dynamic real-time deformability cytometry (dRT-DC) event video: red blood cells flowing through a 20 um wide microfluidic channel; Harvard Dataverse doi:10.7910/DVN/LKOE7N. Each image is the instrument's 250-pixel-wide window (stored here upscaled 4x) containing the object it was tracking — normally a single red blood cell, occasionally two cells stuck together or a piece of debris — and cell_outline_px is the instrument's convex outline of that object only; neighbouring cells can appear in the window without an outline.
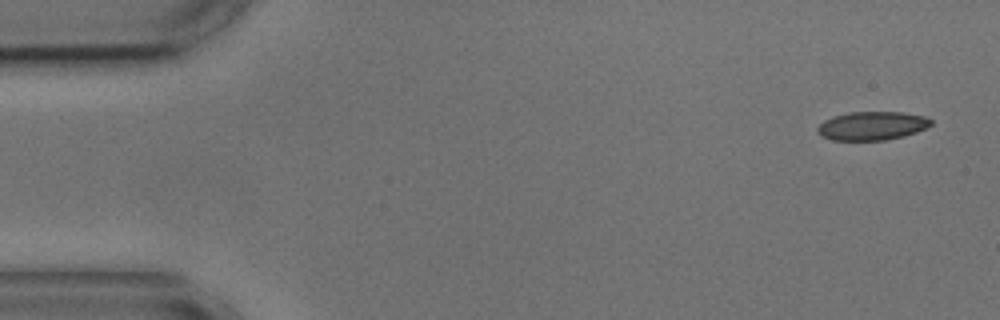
{"species": "common noctule bat (a hibernating species)", "species_latin": "Nyctalus noctula", "temperature_condition": "cold", "stored_images_in_passage": 8, "camera_frame_rate_fps": 3000, "um_per_image_px": 0.085, "animal": {"sex": "male", "body_mass_g": 17.9, "forearm_length_mm": 54.2}, "frame": {"image": 1, "passage_image": 1, "time_ms": 0.0, "image_size_px": [1000, 320], "cell_outline_px": [[932, 124], [916, 132], [904, 136], [884, 140], [832, 140], [820, 136], [816, 132], [816, 128], [824, 120], [832, 116], [848, 112], [904, 112], [928, 116], [932, 120]], "centroid_in_image_um": [74.11, 10.68], "position_along_channel_um": 10.9, "area_um2": 19.13}}
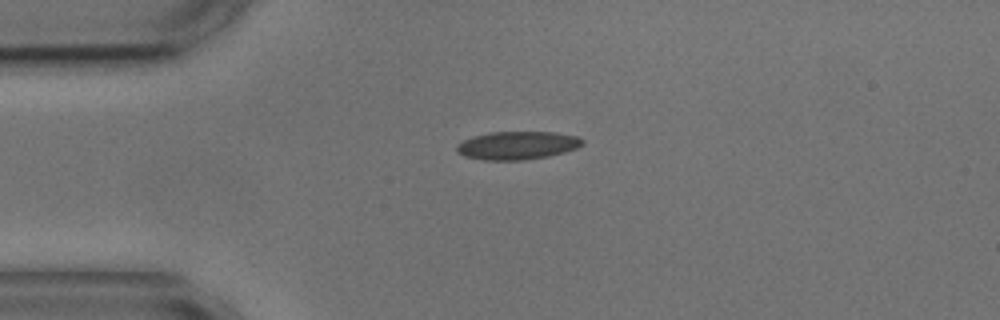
{"frame": {"image": 2, "passage_image": 3, "time_ms": 3.333, "image_size_px": [1000, 320], "cell_outline_px": [[584, 144], [576, 148], [564, 152], [548, 156], [520, 160], [484, 160], [464, 156], [456, 152], [456, 144], [472, 136], [488, 132], [556, 132], [576, 136], [584, 140]], "centroid_in_image_um": [43.94, 12.35], "position_along_channel_um": 41.1, "area_um2": 20.69}}